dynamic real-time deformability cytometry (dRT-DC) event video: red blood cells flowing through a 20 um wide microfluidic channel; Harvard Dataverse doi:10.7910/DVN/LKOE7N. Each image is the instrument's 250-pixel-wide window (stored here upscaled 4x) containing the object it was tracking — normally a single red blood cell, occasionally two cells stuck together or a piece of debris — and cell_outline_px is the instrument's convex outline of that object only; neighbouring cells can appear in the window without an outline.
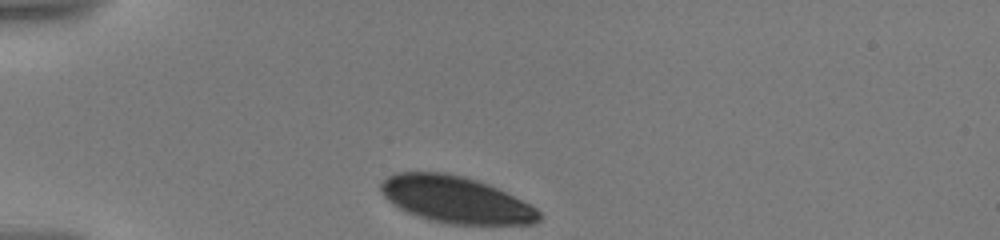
{"species": "human", "species_latin": "Homo sapiens", "temperature_condition": "warm", "stored_images_in_passage": 7, "camera_frame_rate_fps": 3000, "um_per_image_px": 0.085, "donor": {"sex": "male"}, "frame": {"image": 1, "passage_image": 1, "time_ms": 0.0, "image_size_px": [1000, 240], "cell_outline_px": [[540, 220], [536, 224], [452, 224], [432, 220], [408, 212], [392, 204], [384, 196], [380, 188], [380, 184], [388, 176], [396, 172], [444, 172], [464, 176], [488, 184], [536, 208], [540, 212]], "centroid_in_image_um": [38.72, 16.96], "position_along_channel_um": 46.3, "area_um2": 42.54}}